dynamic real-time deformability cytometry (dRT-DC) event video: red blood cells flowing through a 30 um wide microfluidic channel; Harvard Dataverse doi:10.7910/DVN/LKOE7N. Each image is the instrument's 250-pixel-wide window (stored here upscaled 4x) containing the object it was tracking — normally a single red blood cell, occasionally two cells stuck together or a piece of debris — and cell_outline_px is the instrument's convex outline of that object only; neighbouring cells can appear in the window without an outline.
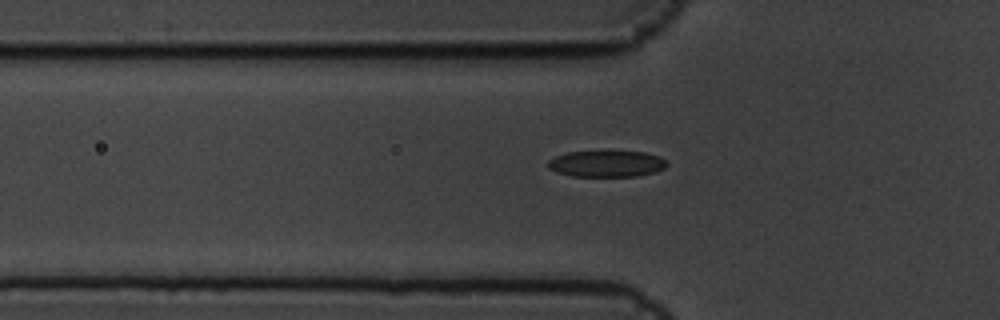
{"species": "common noctule bat (a hibernating species)", "species_latin": "Nyctalus noctula", "temperature_condition": "cold", "stored_images_in_passage": 6, "camera_frame_rate_fps": 3000, "um_per_image_px": 0.085, "animal": {"sex": "male", "body_mass_g": 19.5, "forearm_length_mm": 54.6}, "frame": {"image": 1, "passage_image": 6, "time_ms": 1.667, "image_size_px": [1000, 320], "cell_outline_px": [[668, 164], [664, 168], [656, 172], [636, 176], [572, 176], [548, 168], [548, 160], [556, 156], [568, 152], [644, 152], [660, 156]], "centroid_in_image_um": [51.59, 13.92], "position_along_channel_um": 74.2, "area_um2": 17.98}}